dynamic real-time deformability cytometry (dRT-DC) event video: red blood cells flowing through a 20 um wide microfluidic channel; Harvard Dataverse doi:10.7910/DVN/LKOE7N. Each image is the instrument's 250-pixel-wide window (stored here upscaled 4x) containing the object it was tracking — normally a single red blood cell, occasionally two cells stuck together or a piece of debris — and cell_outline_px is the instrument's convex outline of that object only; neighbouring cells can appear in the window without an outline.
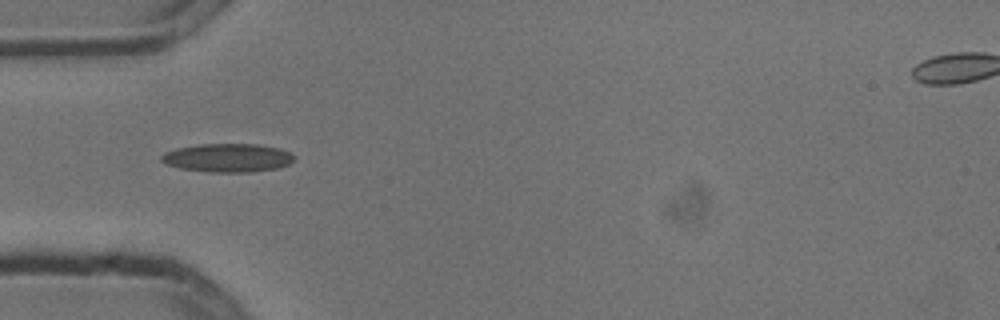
{"species": "common noctule bat (a hibernating species)", "species_latin": "Nyctalus noctula", "temperature_condition": "cold", "stored_images_in_passage": 7, "camera_frame_rate_fps": 3000, "um_per_image_px": 0.085, "animal": {"sex": "male", "body_mass_g": 13.3}, "frame": {"image": 1, "passage_image": 5, "time_ms": 1.333, "image_size_px": [1000, 320], "cell_outline_px": [[292, 160], [288, 164], [276, 168], [248, 172], [208, 172], [180, 168], [164, 164], [160, 160], [160, 156], [164, 152], [176, 148], [200, 144], [260, 144], [280, 148], [288, 152], [292, 156]], "centroid_in_image_um": [19.28, 13.41], "position_along_channel_um": 65.7, "area_um2": 22.02}}
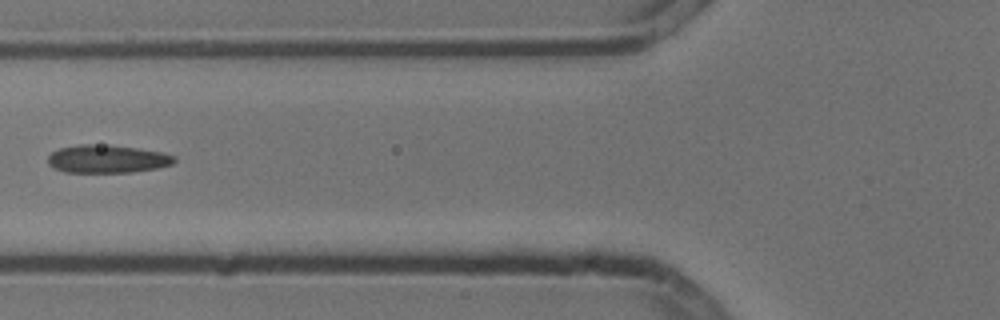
{"frame": {"image": 2, "passage_image": 6, "time_ms": 1.667, "image_size_px": [1000, 320], "cell_outline_px": [[176, 160], [172, 164], [156, 168], [132, 172], [64, 172], [52, 168], [48, 164], [48, 156], [52, 152], [60, 148], [80, 144], [92, 144], [136, 148], [160, 152], [176, 156]], "centroid_in_image_um": [9.08, 13.52], "position_along_channel_um": 116.7, "area_um2": 20.46}}
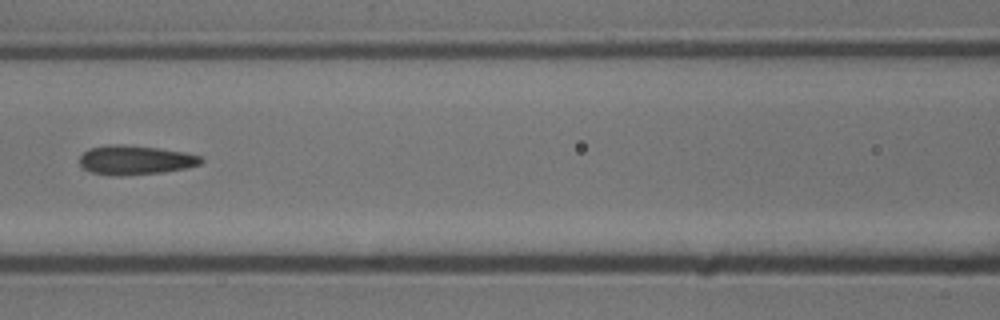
{"frame": {"image": 3, "passage_image": 7, "time_ms": 2.0, "image_size_px": [1000, 320], "cell_outline_px": [[204, 160], [200, 164], [188, 168], [164, 172], [120, 176], [112, 176], [92, 172], [84, 168], [80, 164], [80, 156], [88, 148], [108, 144], [124, 144], [156, 148], [184, 152], [200, 156]], "centroid_in_image_um": [11.49, 13.6], "position_along_channel_um": 155.1, "area_um2": 20.81}}